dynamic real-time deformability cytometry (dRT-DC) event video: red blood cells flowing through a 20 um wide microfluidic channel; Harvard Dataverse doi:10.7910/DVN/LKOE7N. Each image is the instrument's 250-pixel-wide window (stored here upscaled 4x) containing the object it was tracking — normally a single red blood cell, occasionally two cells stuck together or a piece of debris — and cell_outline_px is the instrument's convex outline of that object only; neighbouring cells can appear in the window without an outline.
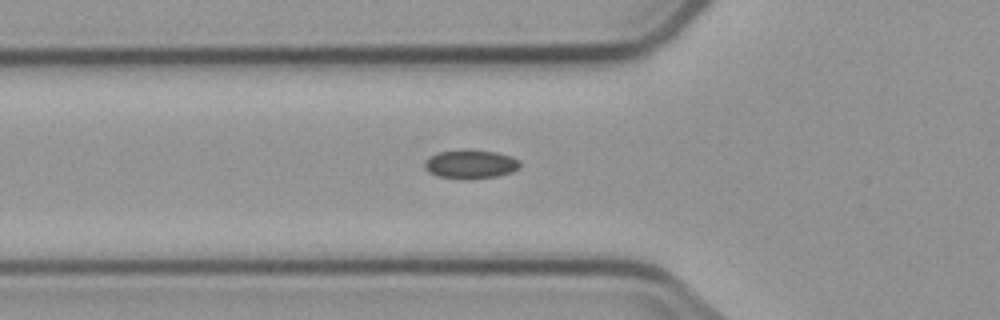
{"species": "common noctule bat (a hibernating species)", "species_latin": "Nyctalus noctula", "temperature_condition": "cold", "stored_images_in_passage": 5, "camera_frame_rate_fps": 3000, "um_per_image_px": 0.085, "animal": {"sex": "male", "body_mass_g": 23.1, "forearm_length_mm": 52.7}, "frame": {"image": 1, "passage_image": 5, "time_ms": 5.333, "image_size_px": [1000, 320], "cell_outline_px": [[520, 168], [512, 172], [496, 176], [436, 176], [428, 172], [424, 168], [424, 160], [428, 156], [440, 152], [460, 148], [468, 148], [496, 152], [508, 156], [516, 160], [520, 164]], "centroid_in_image_um": [39.94, 13.88], "position_along_channel_um": 85.9, "area_um2": 15.55}}